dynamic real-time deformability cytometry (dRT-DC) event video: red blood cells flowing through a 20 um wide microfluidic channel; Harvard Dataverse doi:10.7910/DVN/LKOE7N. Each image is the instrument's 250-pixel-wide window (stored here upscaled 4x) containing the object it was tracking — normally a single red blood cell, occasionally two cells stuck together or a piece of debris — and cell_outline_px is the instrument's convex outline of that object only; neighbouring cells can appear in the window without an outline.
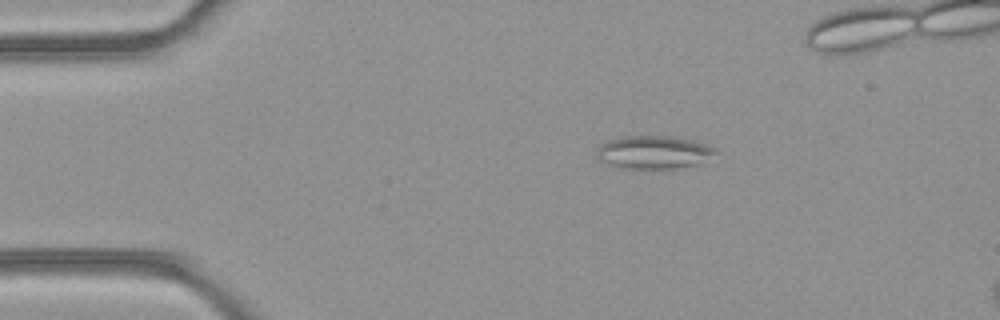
{"species": "common noctule bat (a hibernating species)", "species_latin": "Nyctalus noctula", "temperature_condition": "room temperature", "stored_images_in_passage": 5, "segment_of_instrument_passage": [2, 2], "camera_frame_rate_fps": 3000, "um_per_image_px": 0.085, "animal": {"sex": "female", "body_mass_g": 21.9}, "frame": {"image": 1, "passage_image": 5, "time_ms": 1.333, "image_size_px": [1000, 320], "cell_outline_px": [[716, 152], [696, 164], [676, 168], [624, 168], [608, 164], [600, 160], [596, 156], [596, 152], [600, 144], [608, 140], [628, 136], [672, 136], [692, 140], [708, 144], [716, 148]], "centroid_in_image_um": [55.53, 12.92], "position_along_channel_um": 29.5, "area_um2": 22.6}}